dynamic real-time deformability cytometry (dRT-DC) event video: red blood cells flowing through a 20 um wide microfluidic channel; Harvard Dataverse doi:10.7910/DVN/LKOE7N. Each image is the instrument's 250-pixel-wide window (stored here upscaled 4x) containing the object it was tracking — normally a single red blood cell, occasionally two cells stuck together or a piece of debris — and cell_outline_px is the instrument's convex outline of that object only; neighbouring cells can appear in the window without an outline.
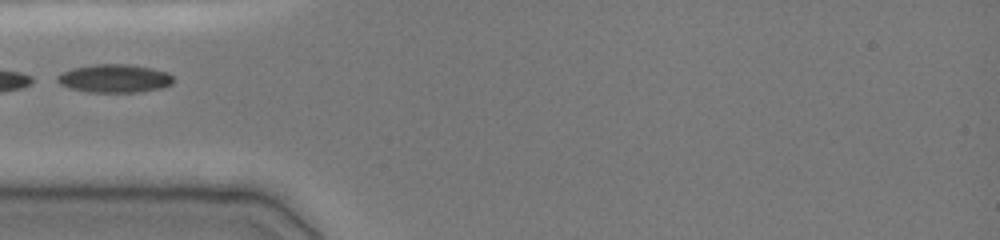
{"species": "common noctule bat (a hibernating species)", "species_latin": "Nyctalus noctula", "temperature_condition": "cold", "stored_images_in_passage": 31, "camera_frame_rate_fps": 3000, "um_per_image_px": 0.085, "animal": {"sex": "female", "body_mass_g": 19.0, "forearm_length_mm": 51.5}, "frame": {"image": 1, "passage_image": 1, "time_ms": 0.0, "image_size_px": [1000, 240], "cell_outline_px": [[172, 84], [164, 88], [136, 92], [88, 92], [68, 88], [60, 84], [56, 80], [56, 76], [72, 68], [96, 64], [128, 64], [152, 68], [168, 72], [172, 76]], "centroid_in_image_um": [9.73, 6.67], "position_along_channel_um": 75.3, "area_um2": 19.19}}